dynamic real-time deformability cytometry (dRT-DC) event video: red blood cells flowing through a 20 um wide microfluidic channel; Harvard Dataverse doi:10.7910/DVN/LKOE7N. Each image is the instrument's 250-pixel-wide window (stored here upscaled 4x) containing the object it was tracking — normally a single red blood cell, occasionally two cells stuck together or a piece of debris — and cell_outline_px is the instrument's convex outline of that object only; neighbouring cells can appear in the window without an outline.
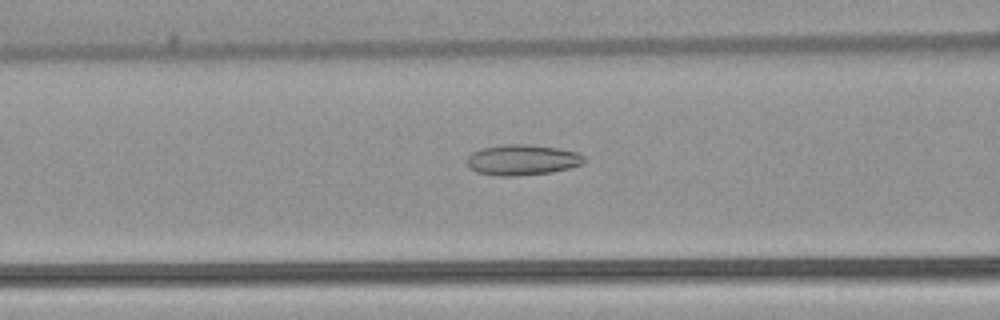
{"species": "common noctule bat (a hibernating species)", "species_latin": "Nyctalus noctula", "temperature_condition": "warm", "stored_images_in_passage": 52, "camera_frame_rate_fps": 3000, "um_per_image_px": 0.085, "animal": {"sex": "female", "body_mass_g": 22.7, "forearm_length_mm": 54.2}, "frame": {"image": 1, "passage_image": 21, "time_ms": 6.667, "image_size_px": [1000, 320], "cell_outline_px": [[588, 160], [584, 164], [552, 172], [520, 176], [496, 176], [476, 172], [468, 168], [468, 156], [472, 152], [480, 148], [504, 144], [532, 144], [560, 148], [576, 152], [584, 156]], "centroid_in_image_um": [44.41, 13.59], "position_along_channel_um": 122.2, "area_um2": 21.33}}
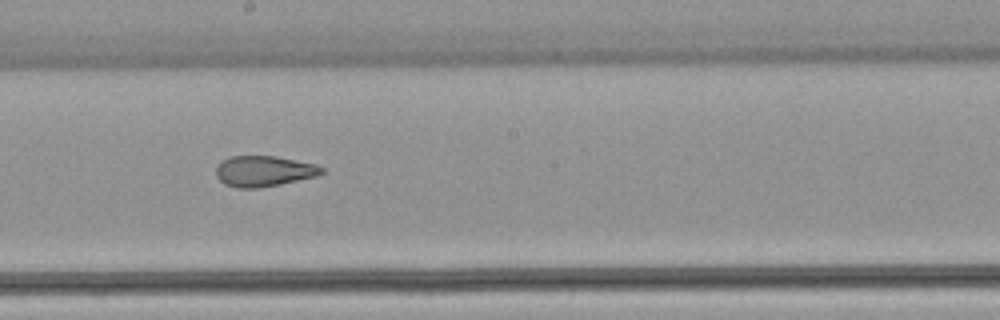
{"frame": {"image": 2, "passage_image": 29, "time_ms": 9.333, "image_size_px": [1000, 320], "cell_outline_px": [[324, 172], [316, 176], [280, 184], [260, 188], [236, 188], [224, 184], [216, 176], [216, 164], [232, 156], [276, 156], [316, 164], [324, 168]], "centroid_in_image_um": [22.41, 14.55], "position_along_channel_um": 225.8, "area_um2": 18.96}}
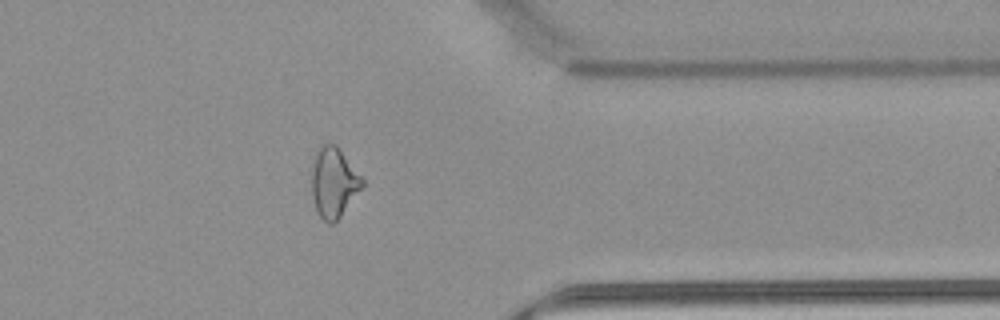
{"frame": {"image": 3, "passage_image": 42, "time_ms": 13.667, "image_size_px": [1000, 320], "cell_outline_px": [[364, 184], [340, 216], [332, 224], [328, 224], [320, 216], [316, 208], [312, 196], [312, 156], [328, 140], [336, 144], [364, 180]], "centroid_in_image_um": [28.34, 15.46], "position_along_channel_um": 383.1, "area_um2": 20.46}, "authors_computed_cell_mechanics": {"area_um2": 22.3397, "velocity_mm_per_s": 3.8902, "shape_relaxation_time_tau1_ms": null, "shape_relaxation_time_tau2_ms": 2.1359, "deformation_change_tau1": null, "deformation_change_tau2": 0.097}}